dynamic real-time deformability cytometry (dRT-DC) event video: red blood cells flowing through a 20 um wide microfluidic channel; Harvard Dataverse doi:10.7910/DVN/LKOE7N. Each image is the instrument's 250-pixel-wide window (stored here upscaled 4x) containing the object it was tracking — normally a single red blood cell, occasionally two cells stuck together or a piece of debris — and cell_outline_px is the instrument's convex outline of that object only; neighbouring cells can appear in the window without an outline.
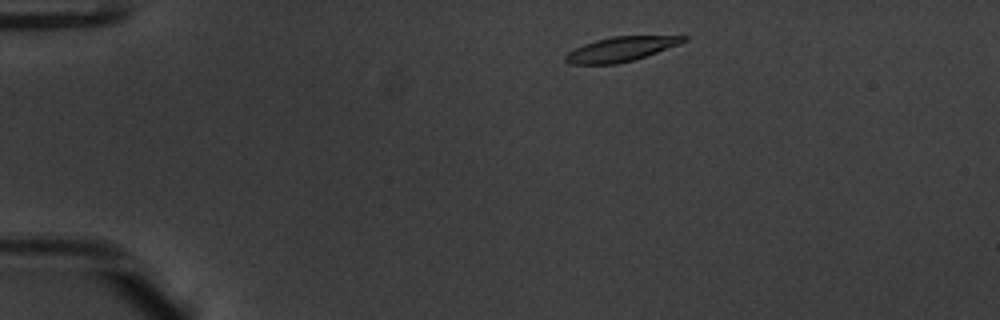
{"species": "common noctule bat (a hibernating species)", "species_latin": "Nyctalus noctula", "temperature_condition": "warm", "stored_images_in_passage": 47, "camera_frame_rate_fps": 3000, "um_per_image_px": 0.085, "animal": {"sex": "male", "body_mass_g": 20.1, "forearm_length_mm": 53.5}, "frame": {"image": 1, "passage_image": 4, "time_ms": 1.0, "image_size_px": [1000, 320], "cell_outline_px": [[688, 40], [680, 44], [632, 60], [616, 64], [572, 64], [564, 60], [564, 56], [568, 52], [584, 44], [596, 40], [612, 36], [688, 36]], "centroid_in_image_um": [52.76, 4.17], "position_along_channel_um": 32.2, "area_um2": 16.65}}
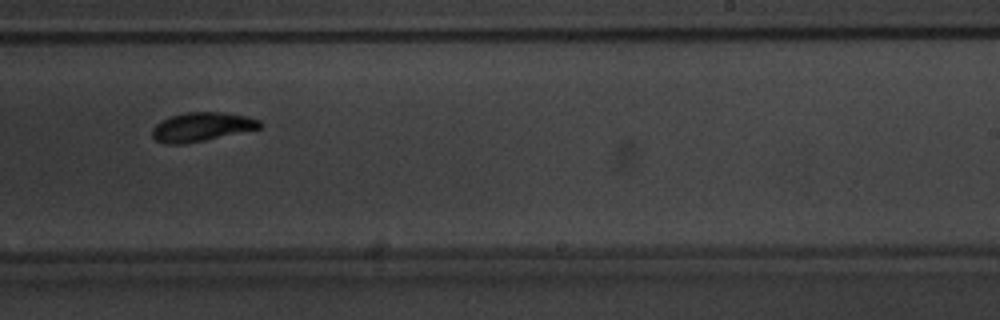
{"frame": {"image": 2, "passage_image": 28, "time_ms": 9.0, "image_size_px": [1000, 320], "cell_outline_px": [[264, 124], [260, 128], [204, 140], [184, 144], [164, 144], [156, 140], [152, 136], [152, 128], [160, 120], [184, 112], [224, 112], [248, 116], [260, 120]], "centroid_in_image_um": [17.14, 10.77], "position_along_channel_um": 271.9, "area_um2": 18.21}}
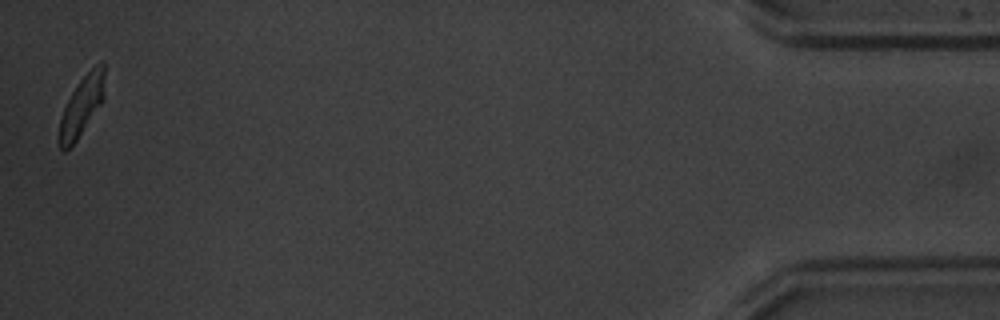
{"frame": {"image": 3, "passage_image": 47, "time_ms": 15.333, "image_size_px": [1000, 320], "cell_outline_px": [[104, 100], [76, 140], [64, 152], [60, 148], [56, 140], [60, 120], [64, 108], [72, 92], [80, 80], [100, 60], [104, 60]], "centroid_in_image_um": [6.93, 9.02], "position_along_channel_um": 428.3, "area_um2": 15.78}, "authors_computed_cell_mechanics": {"area_um2": 17.629, "velocity_mm_per_s": 3.7687, "shape_relaxation_time_tau1_ms": 2.1498, "shape_relaxation_time_tau2_ms": 5.3766, "deformation_change_tau1": 0.1548, "deformation_change_tau2": 0.1137}}